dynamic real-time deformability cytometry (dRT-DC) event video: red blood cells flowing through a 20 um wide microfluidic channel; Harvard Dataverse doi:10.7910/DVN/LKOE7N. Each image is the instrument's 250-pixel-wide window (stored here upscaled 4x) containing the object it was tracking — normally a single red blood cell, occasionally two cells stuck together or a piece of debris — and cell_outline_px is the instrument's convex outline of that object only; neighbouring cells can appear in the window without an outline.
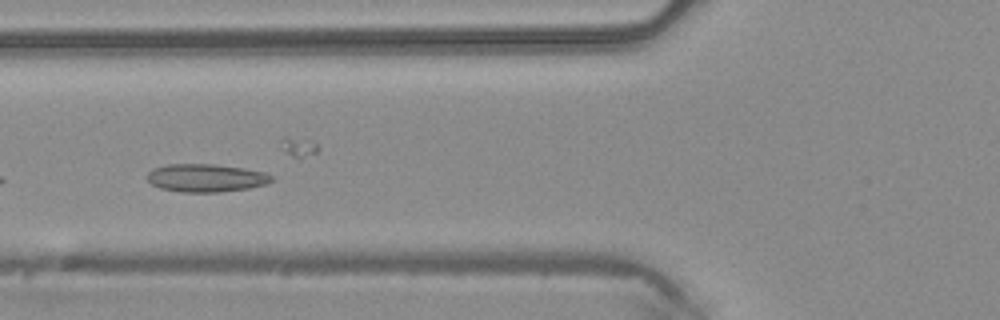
{"species": "common noctule bat (a hibernating species)", "species_latin": "Nyctalus noctula", "temperature_condition": "warm", "stored_images_in_passage": 49, "camera_frame_rate_fps": 3000, "um_per_image_px": 0.085, "animal": {"sex": "male", "body_mass_g": 20.4}, "frame": {"image": 1, "passage_image": 19, "time_ms": 6.0, "image_size_px": [1000, 320], "cell_outline_px": [[276, 180], [264, 184], [248, 188], [220, 192], [180, 192], [160, 188], [152, 184], [148, 180], [148, 172], [152, 168], [168, 164], [212, 164], [244, 168], [264, 172], [276, 176]], "centroid_in_image_um": [17.54, 15.12], "position_along_channel_um": 108.3, "area_um2": 20.4}}
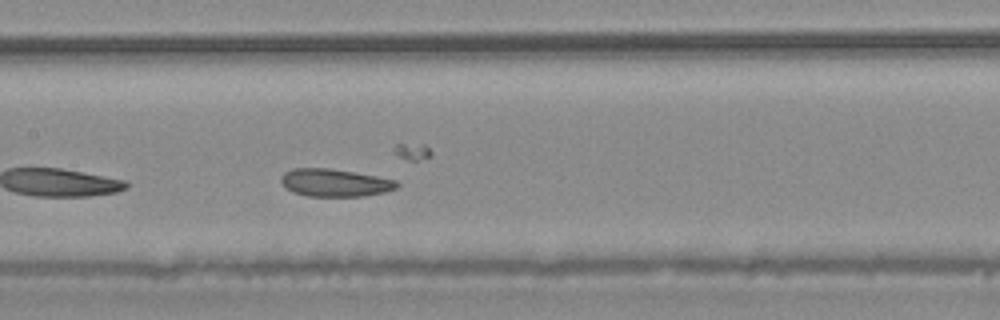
{"frame": {"image": 2, "passage_image": 24, "time_ms": 7.667, "image_size_px": [1000, 320], "cell_outline_px": [[400, 184], [396, 188], [384, 192], [364, 196], [308, 196], [292, 192], [284, 188], [280, 180], [280, 176], [284, 172], [292, 168], [328, 168], [376, 176], [396, 180]], "centroid_in_image_um": [28.41, 15.53], "position_along_channel_um": 179.0, "area_um2": 18.73}}
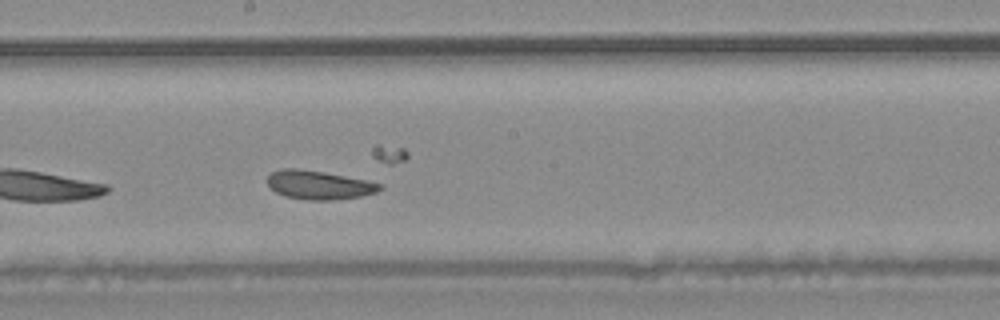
{"frame": {"image": 3, "passage_image": 27, "time_ms": 8.667, "image_size_px": [1000, 320], "cell_outline_px": [[384, 188], [376, 192], [360, 196], [332, 200], [308, 200], [284, 196], [276, 192], [268, 184], [268, 176], [272, 172], [280, 168], [296, 168], [324, 172], [368, 180], [384, 184]], "centroid_in_image_um": [27.14, 15.71], "position_along_channel_um": 221.1, "area_um2": 18.9}}